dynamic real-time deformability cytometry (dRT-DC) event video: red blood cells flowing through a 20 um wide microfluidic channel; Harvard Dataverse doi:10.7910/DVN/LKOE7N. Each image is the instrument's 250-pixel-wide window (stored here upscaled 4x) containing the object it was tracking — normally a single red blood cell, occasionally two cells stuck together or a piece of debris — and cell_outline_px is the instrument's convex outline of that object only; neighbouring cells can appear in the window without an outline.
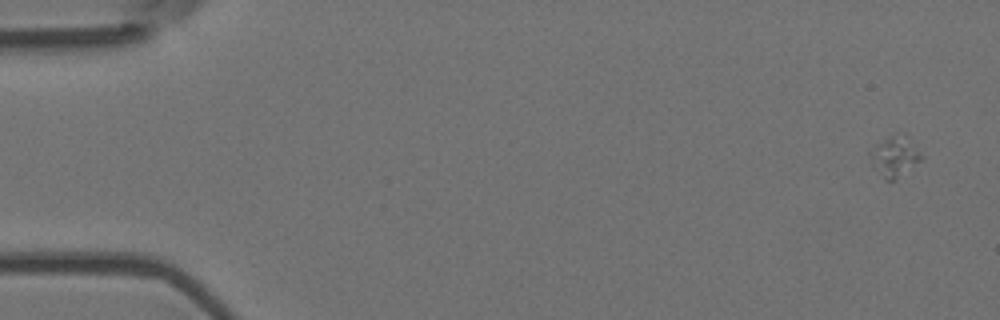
{"species": "Egyptian fruit bat (a non-hibernating species)", "species_latin": "Rousettus aegyptiacus", "temperature_condition": "room temperature", "stored_images_in_passage": 4, "camera_frame_rate_fps": 3000, "um_per_image_px": 0.085, "animal": {"sex": "female"}, "frame": {"image": 1, "passage_image": 1, "time_ms": 0.0, "image_size_px": [1000, 320], "cell_outline_px": [[924, 156], [920, 160], [896, 180], [884, 180], [872, 164], [868, 152], [876, 144], [892, 136], [912, 144]], "centroid_in_image_um": [75.98, 13.41], "position_along_channel_um": 9.0, "area_um2": 11.16}}
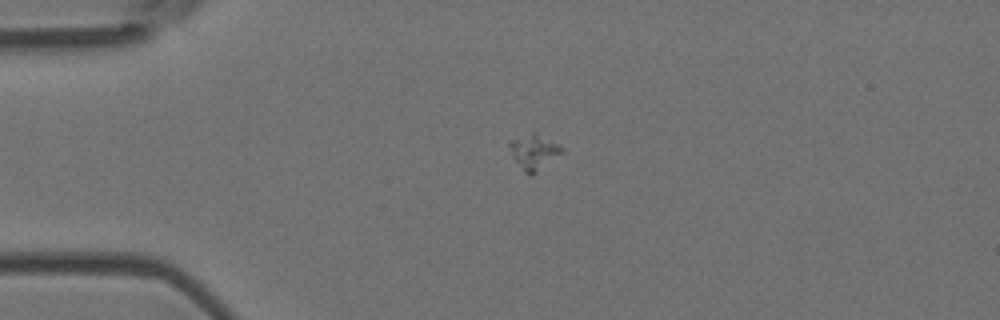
{"frame": {"image": 2, "passage_image": 4, "time_ms": 1.0, "image_size_px": [1000, 320], "cell_outline_px": [[564, 152], [532, 176], [524, 172], [512, 156], [508, 144], [512, 140], [532, 132], [536, 132], [564, 148]], "centroid_in_image_um": [45.4, 12.93], "position_along_channel_um": 39.6, "area_um2": 10.64}}